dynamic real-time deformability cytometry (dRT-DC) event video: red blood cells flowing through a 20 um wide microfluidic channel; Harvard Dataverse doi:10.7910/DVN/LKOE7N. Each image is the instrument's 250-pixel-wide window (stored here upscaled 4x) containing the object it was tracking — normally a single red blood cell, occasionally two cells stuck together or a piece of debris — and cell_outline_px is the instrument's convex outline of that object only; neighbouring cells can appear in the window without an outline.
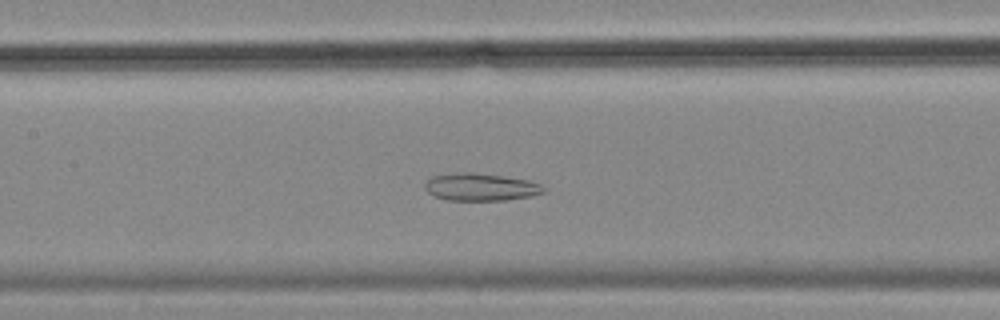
{"species": "common noctule bat (a hibernating species)", "species_latin": "Nyctalus noctula", "temperature_condition": "cold", "stored_images_in_passage": 55, "camera_frame_rate_fps": 3000, "um_per_image_px": 0.085, "animal": {"sex": "female", "body_mass_g": 18.4}, "frame": {"image": 1, "passage_image": 25, "time_ms": 8.0, "image_size_px": [1000, 320], "cell_outline_px": [[548, 188], [544, 192], [532, 196], [508, 200], [448, 200], [436, 196], [428, 192], [424, 188], [424, 184], [432, 176], [468, 172], [504, 176], [528, 180], [540, 184]], "centroid_in_image_um": [40.91, 15.91], "position_along_channel_um": 166.5, "area_um2": 18.9}}
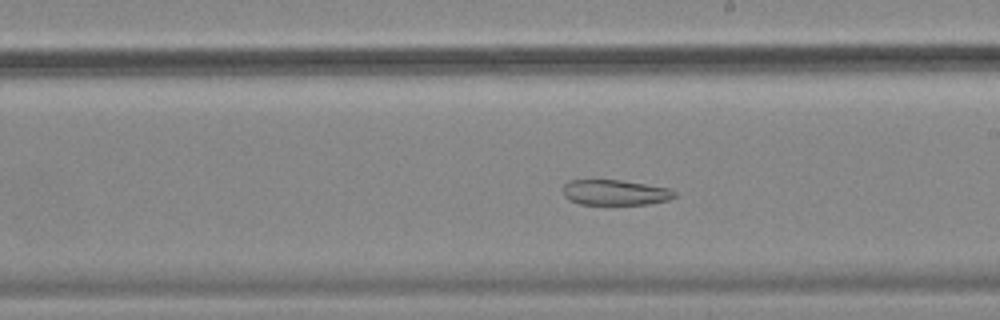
{"frame": {"image": 2, "passage_image": 31, "time_ms": 10.0, "image_size_px": [1000, 320], "cell_outline_px": [[676, 196], [668, 200], [652, 204], [580, 204], [568, 200], [564, 196], [564, 184], [568, 180], [620, 180], [668, 188], [676, 192]], "centroid_in_image_um": [52.28, 16.36], "position_along_channel_um": 236.7, "area_um2": 16.47}}
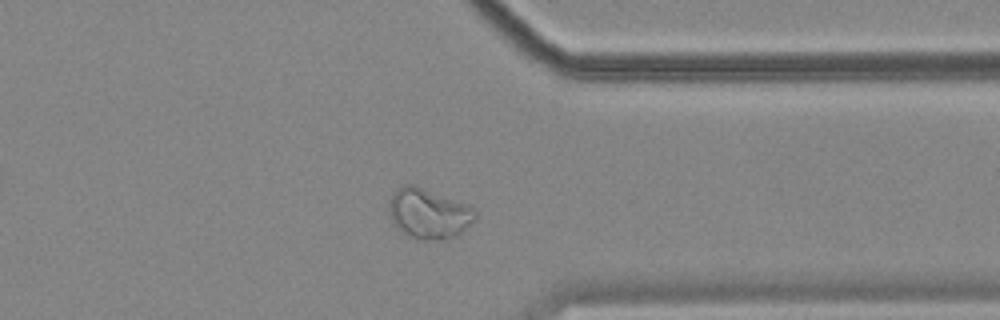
{"frame": {"image": 3, "passage_image": 43, "time_ms": 14.0, "image_size_px": [1000, 320], "cell_outline_px": [[476, 216], [460, 232], [452, 236], [436, 240], [424, 240], [408, 236], [400, 232], [392, 224], [388, 216], [388, 200], [392, 192], [396, 188], [404, 184], [416, 184], [468, 204], [476, 208]], "centroid_in_image_um": [36.35, 18.11], "position_along_channel_um": 375.1, "area_um2": 25.66}, "authors_computed_cell_mechanics": {"area_um2": 27.2238, "velocity_mm_per_s": 3.5314, "shape_relaxation_time_tau1_ms": null, "shape_relaxation_time_tau2_ms": 5.6127, "deformation_change_tau1": null, "deformation_change_tau2": 0.104}}